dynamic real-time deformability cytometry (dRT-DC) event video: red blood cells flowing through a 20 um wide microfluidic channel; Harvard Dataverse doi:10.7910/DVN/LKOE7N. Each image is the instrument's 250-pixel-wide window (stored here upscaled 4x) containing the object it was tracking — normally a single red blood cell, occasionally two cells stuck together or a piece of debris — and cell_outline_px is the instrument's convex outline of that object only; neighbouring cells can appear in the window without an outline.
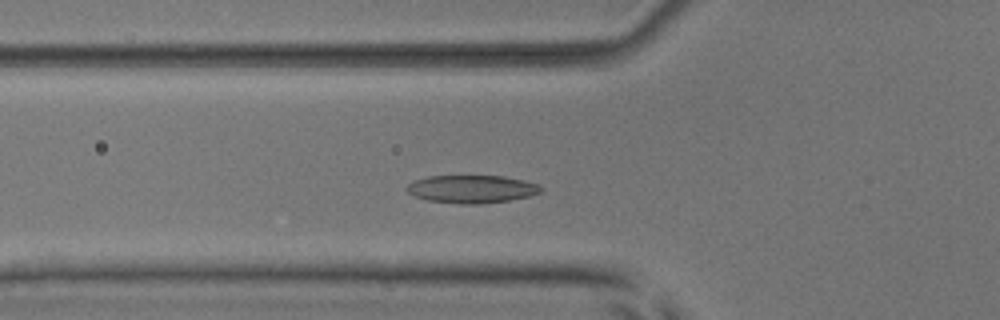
{"species": "common noctule bat (a hibernating species)", "species_latin": "Nyctalus noctula", "temperature_condition": "room temperature", "stored_images_in_passage": 48, "camera_frame_rate_fps": 3000, "um_per_image_px": 0.085, "animal": {"sex": "male", "body_mass_g": 17.9, "forearm_length_mm": 54.2}, "frame": {"image": 1, "passage_image": 14, "time_ms": 4.333, "image_size_px": [1000, 320], "cell_outline_px": [[544, 188], [540, 192], [528, 196], [508, 200], [480, 204], [460, 204], [428, 200], [416, 196], [408, 192], [404, 188], [412, 180], [428, 176], [504, 176], [524, 180], [540, 184]], "centroid_in_image_um": [40.09, 16.06], "position_along_channel_um": 85.7, "area_um2": 21.85}}
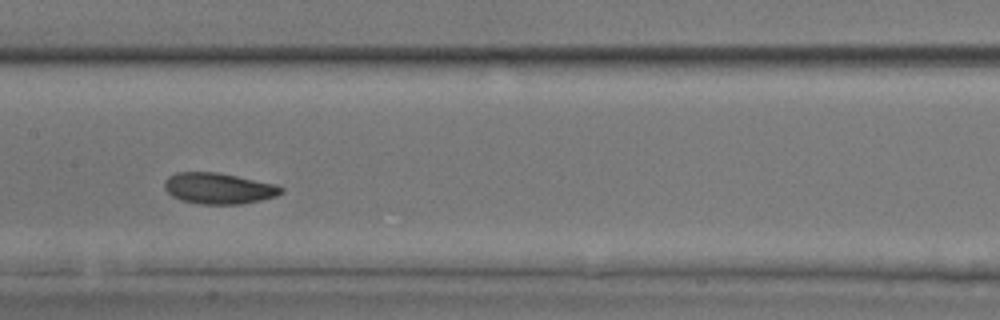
{"frame": {"image": 2, "passage_image": 22, "time_ms": 7.0, "image_size_px": [1000, 320], "cell_outline_px": [[284, 192], [276, 196], [260, 200], [240, 204], [200, 204], [180, 200], [172, 196], [164, 188], [164, 180], [168, 176], [176, 172], [216, 172], [276, 184], [284, 188]], "centroid_in_image_um": [18.57, 16.01], "position_along_channel_um": 188.8, "area_um2": 21.15}}
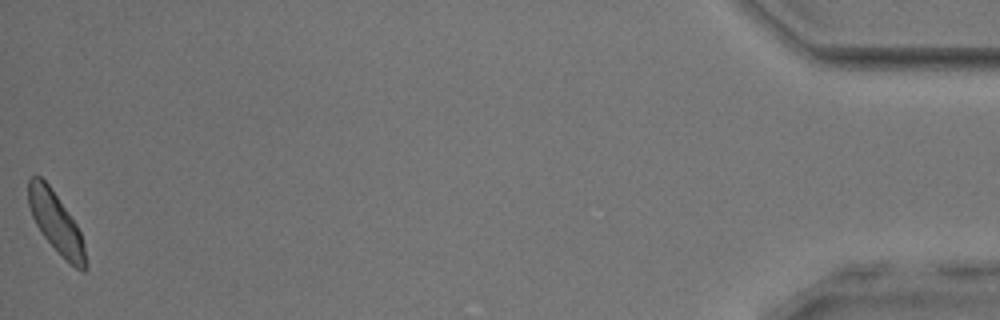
{"frame": {"image": 3, "passage_image": 48, "time_ms": 15.667, "image_size_px": [1000, 320], "cell_outline_px": [[88, 268], [84, 272], [76, 268], [44, 236], [36, 224], [32, 216], [28, 204], [28, 176], [40, 176], [48, 184], [76, 224], [80, 232], [84, 244], [88, 264]], "centroid_in_image_um": [4.76, 18.91], "position_along_channel_um": 430.4, "area_um2": 19.65}, "authors_computed_cell_mechanics": {"area_um2": 21.0392, "velocity_mm_per_s": 3.872, "shape_relaxation_time_tau1_ms": 2.0058, "shape_relaxation_time_tau2_ms": 4.0591, "deformation_change_tau1": 0.0904, "deformation_change_tau2": 0.0737}}